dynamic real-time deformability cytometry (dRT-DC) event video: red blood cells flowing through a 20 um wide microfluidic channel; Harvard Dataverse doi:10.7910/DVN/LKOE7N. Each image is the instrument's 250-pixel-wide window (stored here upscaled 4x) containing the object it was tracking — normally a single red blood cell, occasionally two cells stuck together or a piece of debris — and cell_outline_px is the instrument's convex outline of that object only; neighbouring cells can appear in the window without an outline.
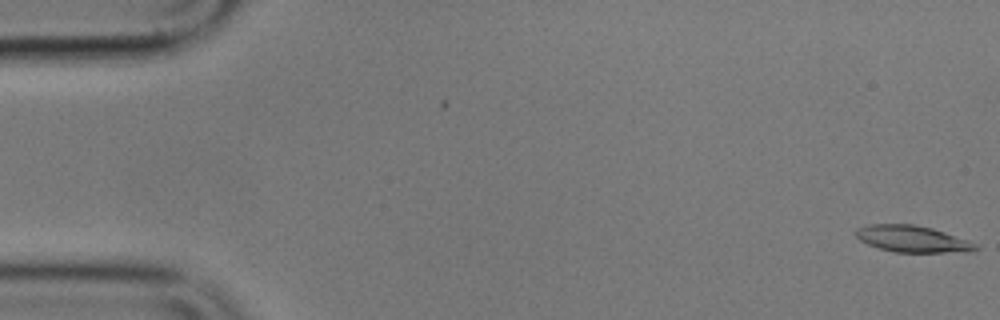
{"species": "common noctule bat (a hibernating species)", "species_latin": "Nyctalus noctula", "temperature_condition": "cold", "stored_images_in_passage": 57, "segment_of_instrument_passage": [1, 2], "camera_frame_rate_fps": 3000, "um_per_image_px": 0.085, "animal": {"sex": "male", "body_mass_g": 17.9}, "frame": {"image": 1, "passage_image": 1, "time_ms": 0.0, "image_size_px": [1000, 320], "cell_outline_px": [[980, 248], [972, 252], [896, 252], [880, 248], [868, 244], [860, 240], [856, 236], [856, 228], [868, 224], [912, 224], [932, 228], [968, 240], [976, 244]], "centroid_in_image_um": [77.57, 20.31], "position_along_channel_um": 7.4, "area_um2": 18.5}}
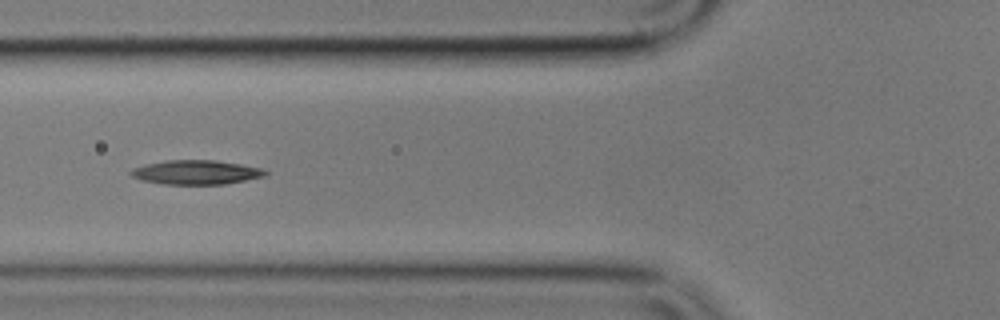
{"frame": {"image": 2, "passage_image": 21, "time_ms": 6.667, "image_size_px": [1000, 320], "cell_outline_px": [[268, 176], [224, 184], [164, 184], [140, 180], [132, 176], [128, 172], [132, 168], [144, 164], [164, 160], [216, 160], [264, 168], [268, 172]], "centroid_in_image_um": [16.67, 14.64], "position_along_channel_um": 109.1, "area_um2": 19.25}}
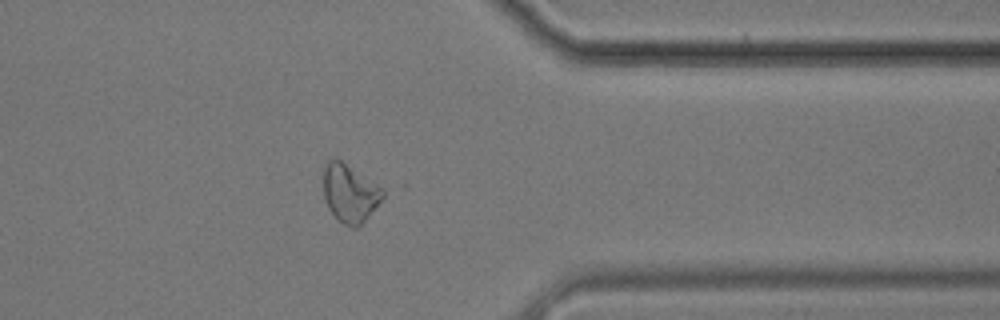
{"frame": {"image": 3, "passage_image": 45, "time_ms": 14.667, "image_size_px": [1000, 320], "cell_outline_px": [[384, 196], [364, 220], [356, 228], [352, 228], [344, 224], [328, 208], [324, 200], [324, 168], [328, 160], [340, 160], [384, 188]], "centroid_in_image_um": [29.73, 16.42], "position_along_channel_um": 381.7, "area_um2": 19.59}}